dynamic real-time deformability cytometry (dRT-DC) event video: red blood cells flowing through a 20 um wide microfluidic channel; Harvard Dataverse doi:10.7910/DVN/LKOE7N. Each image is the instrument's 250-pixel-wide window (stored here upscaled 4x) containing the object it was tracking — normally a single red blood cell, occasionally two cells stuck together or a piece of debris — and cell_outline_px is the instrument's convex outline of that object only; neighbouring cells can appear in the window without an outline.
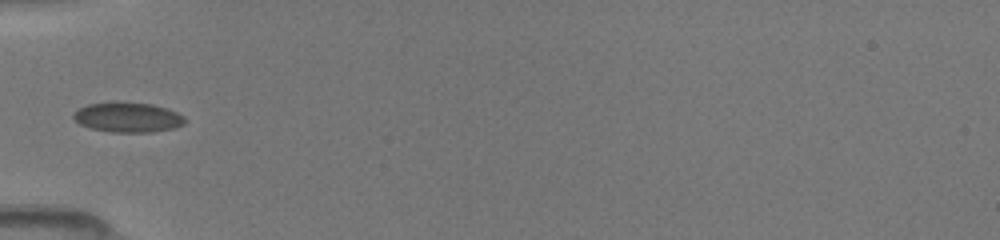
{"species": "common noctule bat (a hibernating species)", "species_latin": "Nyctalus noctula", "temperature_condition": "room temperature", "stored_images_in_passage": 30, "camera_frame_rate_fps": 3000, "um_per_image_px": 0.085, "animal": {"sex": "female", "body_mass_g": 19.5, "forearm_length_mm": 54.1}, "frame": {"image": 1, "passage_image": 1, "time_ms": 0.0, "image_size_px": [1000, 240], "cell_outline_px": [[188, 120], [184, 124], [176, 128], [152, 132], [112, 132], [88, 128], [80, 124], [72, 116], [80, 108], [88, 104], [152, 104], [168, 108], [184, 116]], "centroid_in_image_um": [10.94, 10.01], "position_along_channel_um": 74.1, "area_um2": 18.96}}
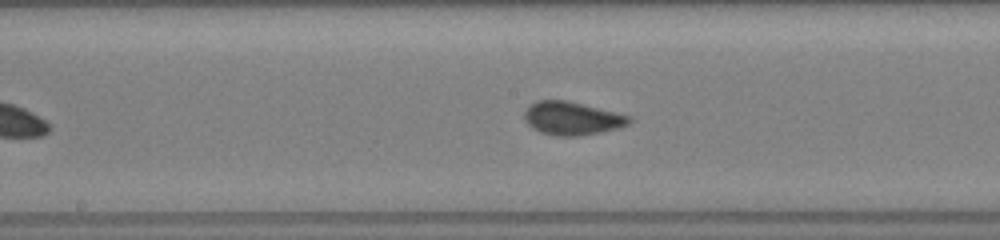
{"frame": {"image": 2, "passage_image": 10, "time_ms": 3.0, "image_size_px": [1000, 240], "cell_outline_px": [[632, 120], [628, 124], [620, 128], [580, 136], [556, 136], [540, 132], [532, 128], [524, 120], [524, 112], [528, 104], [536, 100], [568, 100], [632, 116]], "centroid_in_image_um": [48.61, 10.05], "position_along_channel_um": 199.6, "area_um2": 20.63}}
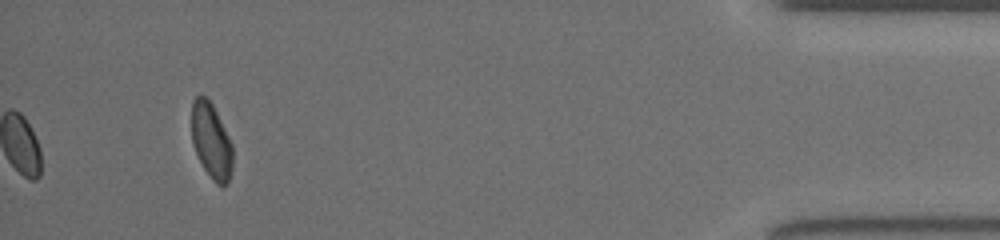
{"frame": {"image": 3, "passage_image": 30, "time_ms": 9.667, "image_size_px": [1000, 240], "cell_outline_px": [[232, 168], [228, 184], [216, 184], [212, 180], [204, 168], [192, 144], [192, 100], [200, 92], [212, 104], [232, 144]], "centroid_in_image_um": [17.95, 11.97], "position_along_channel_um": 417.3, "area_um2": 17.92}}